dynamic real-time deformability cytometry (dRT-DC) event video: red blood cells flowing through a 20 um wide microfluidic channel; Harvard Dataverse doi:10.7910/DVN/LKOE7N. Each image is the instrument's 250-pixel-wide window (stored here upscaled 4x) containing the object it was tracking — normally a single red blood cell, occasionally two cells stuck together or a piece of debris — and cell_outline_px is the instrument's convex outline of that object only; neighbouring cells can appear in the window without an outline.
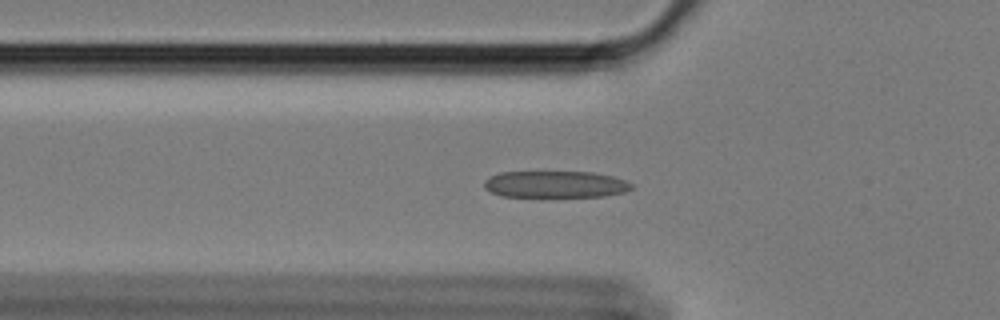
{"species": "Egyptian fruit bat (a non-hibernating species)", "species_latin": "Rousettus aegyptiacus", "temperature_condition": "cold", "stored_images_in_passage": 39, "camera_frame_rate_fps": 3000, "um_per_image_px": 0.085, "animal": {"sex": "female"}, "frame": {"image": 1, "passage_image": 16, "time_ms": 5.0, "image_size_px": [1000, 320], "cell_outline_px": [[632, 188], [624, 192], [604, 196], [500, 196], [484, 188], [484, 180], [488, 176], [500, 172], [592, 172], [612, 176], [624, 180], [632, 184]], "centroid_in_image_um": [47.16, 15.66], "position_along_channel_um": 78.6, "area_um2": 22.83}}
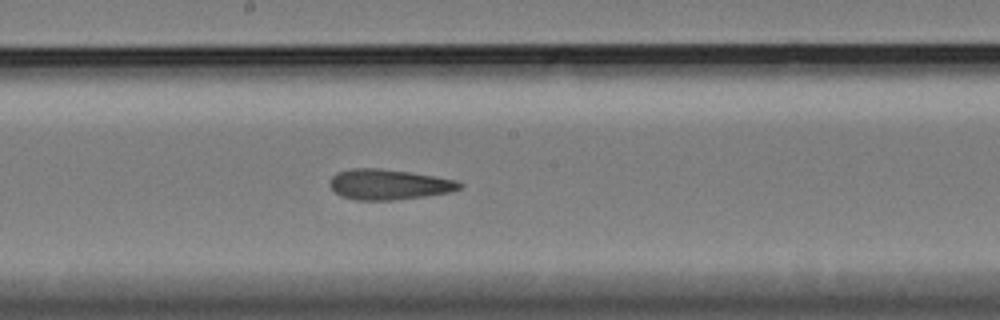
{"frame": {"image": 2, "passage_image": 28, "time_ms": 9.0, "image_size_px": [1000, 320], "cell_outline_px": [[464, 184], [460, 188], [448, 192], [424, 196], [392, 200], [356, 200], [340, 196], [332, 188], [332, 176], [336, 172], [352, 168], [376, 168], [408, 172], [436, 176], [460, 180]], "centroid_in_image_um": [33.08, 15.67], "position_along_channel_um": 215.1, "area_um2": 22.83}}
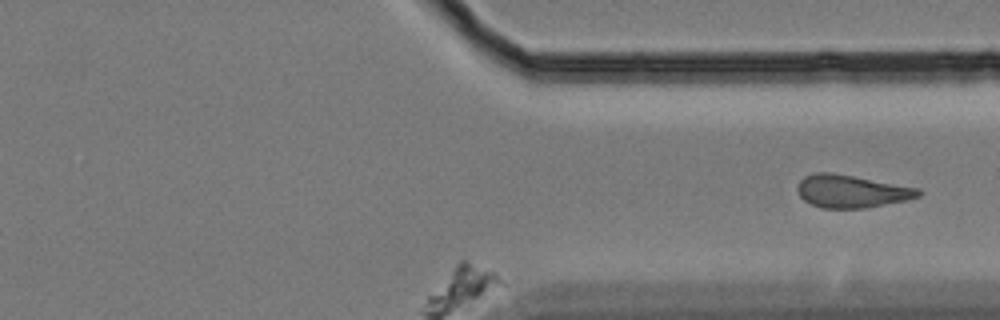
{"frame": {"image": 3, "passage_image": 39, "time_ms": 12.667, "image_size_px": [1000, 320], "cell_outline_px": [[924, 192], [920, 196], [908, 200], [864, 208], [820, 208], [804, 200], [800, 196], [796, 188], [800, 180], [804, 176], [816, 172], [832, 172], [920, 188]], "centroid_in_image_um": [72.39, 16.25], "position_along_channel_um": 339.0, "area_um2": 23.24}}